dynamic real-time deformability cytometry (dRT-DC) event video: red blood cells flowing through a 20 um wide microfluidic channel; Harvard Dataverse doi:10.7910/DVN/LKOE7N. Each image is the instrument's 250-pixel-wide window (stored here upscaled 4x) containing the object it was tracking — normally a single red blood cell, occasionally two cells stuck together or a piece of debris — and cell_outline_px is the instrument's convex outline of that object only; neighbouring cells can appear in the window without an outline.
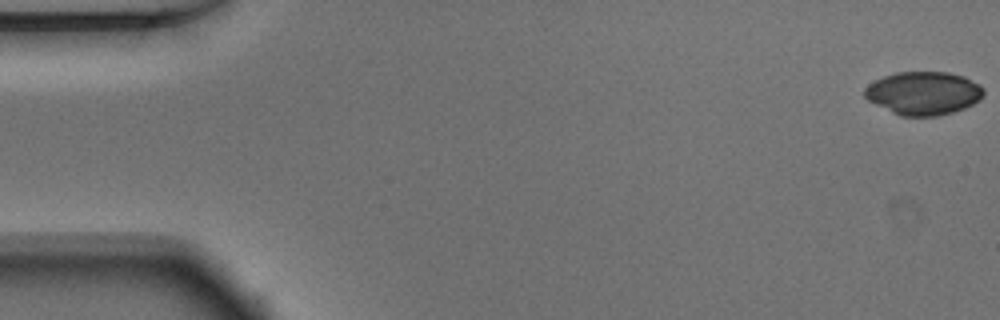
{"species": "Egyptian fruit bat (a non-hibernating species)", "species_latin": "Rousettus aegyptiacus", "temperature_condition": "warm", "stored_images_in_passage": 52, "camera_frame_rate_fps": 3000, "um_per_image_px": 0.085, "animal": {"sex": "male"}, "frame": {"image": 1, "passage_image": 1, "time_ms": 0.0, "image_size_px": [1000, 320], "cell_outline_px": [[984, 96], [980, 100], [964, 108], [952, 112], [936, 116], [900, 116], [868, 100], [864, 96], [864, 88], [868, 84], [884, 76], [896, 72], [948, 72], [964, 76], [980, 84], [984, 88]], "centroid_in_image_um": [78.51, 7.91], "position_along_channel_um": 6.5, "area_um2": 30.06}}
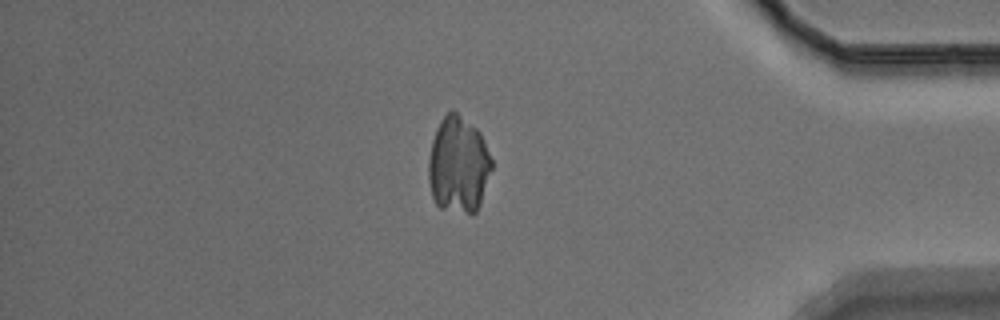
{"frame": {"image": 2, "passage_image": 44, "time_ms": 14.333, "image_size_px": [1000, 320], "cell_outline_px": [[492, 168], [480, 204], [476, 212], [472, 216], [440, 208], [436, 204], [432, 196], [428, 180], [428, 160], [432, 140], [436, 128], [440, 120], [452, 108], [476, 128], [480, 132], [492, 160]], "centroid_in_image_um": [38.95, 14.04], "position_along_channel_um": 396.2, "area_um2": 35.95}}
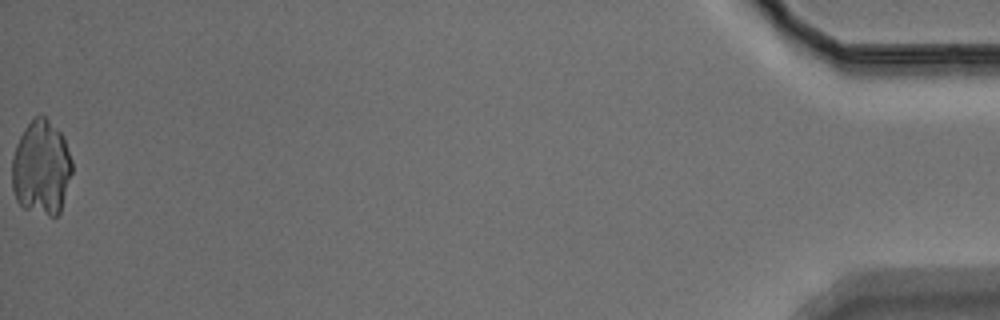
{"frame": {"image": 3, "passage_image": 52, "time_ms": 17.0, "image_size_px": [1000, 320], "cell_outline_px": [[72, 172], [60, 212], [56, 216], [48, 216], [24, 208], [16, 200], [12, 188], [12, 156], [16, 144], [24, 128], [40, 112], [64, 136], [72, 160]], "centroid_in_image_um": [3.51, 14.25], "position_along_channel_um": 431.7, "area_um2": 33.35}}